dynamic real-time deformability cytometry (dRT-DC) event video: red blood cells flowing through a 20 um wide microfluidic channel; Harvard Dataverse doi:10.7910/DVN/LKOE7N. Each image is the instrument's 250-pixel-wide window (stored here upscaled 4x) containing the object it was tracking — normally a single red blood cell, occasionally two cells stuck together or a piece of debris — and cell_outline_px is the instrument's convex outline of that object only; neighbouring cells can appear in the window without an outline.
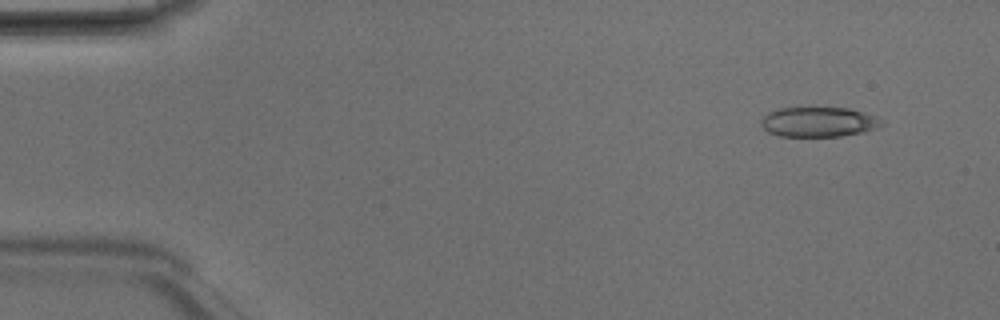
{"species": "Egyptian fruit bat (a non-hibernating species)", "species_latin": "Rousettus aegyptiacus", "temperature_condition": "room temperature", "stored_images_in_passage": 4, "camera_frame_rate_fps": 3000, "um_per_image_px": 0.085, "animal": {"sex": "male"}, "frame": {"image": 1, "passage_image": 1, "time_ms": 0.0, "image_size_px": [1000, 320], "cell_outline_px": [[884, 124], [876, 128], [864, 132], [840, 136], [780, 136], [768, 132], [760, 124], [760, 120], [768, 112], [776, 108], [808, 104], [848, 108], [864, 112], [876, 116]], "centroid_in_image_um": [69.53, 10.3], "position_along_channel_um": 15.5, "area_um2": 22.02}}
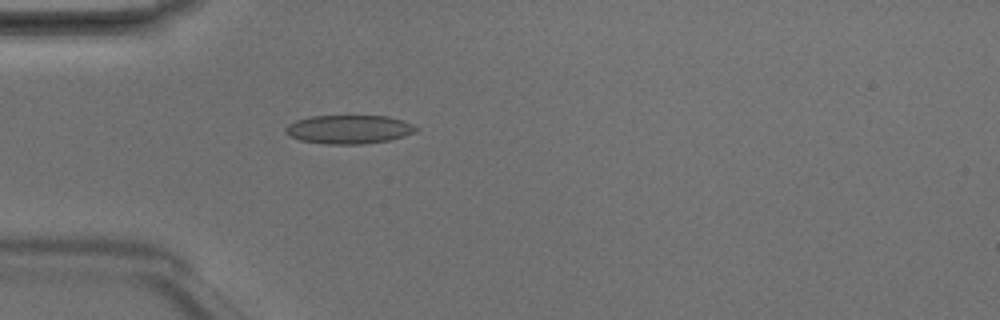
{"frame": {"image": 2, "passage_image": 4, "time_ms": 1.0, "image_size_px": [1000, 320], "cell_outline_px": [[420, 128], [416, 132], [404, 136], [388, 140], [364, 144], [324, 144], [300, 140], [284, 132], [284, 128], [288, 124], [296, 120], [312, 116], [388, 116], [404, 120]], "centroid_in_image_um": [29.68, 10.99], "position_along_channel_um": 55.3, "area_um2": 21.91}}